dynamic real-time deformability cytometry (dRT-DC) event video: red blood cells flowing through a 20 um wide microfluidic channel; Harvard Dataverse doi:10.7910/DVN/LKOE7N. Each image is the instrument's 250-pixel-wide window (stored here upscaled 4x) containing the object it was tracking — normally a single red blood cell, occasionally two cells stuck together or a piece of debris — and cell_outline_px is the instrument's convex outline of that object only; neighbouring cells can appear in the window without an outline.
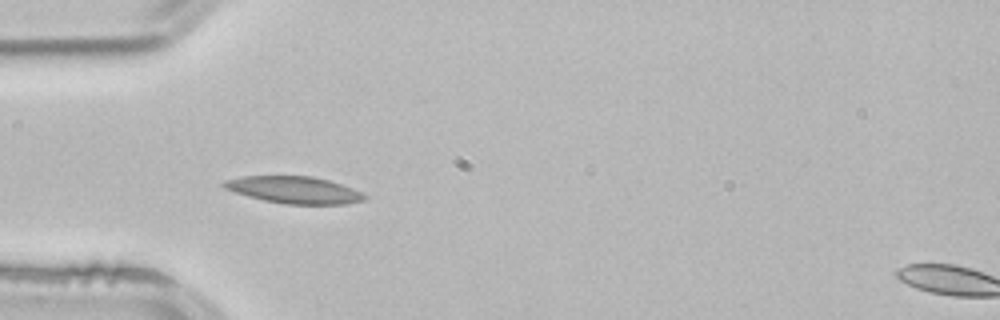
{"species": "common noctule bat (a hibernating species)", "species_latin": "Nyctalus noctula", "temperature_condition": "room temperature", "stored_images_in_passage": 4, "camera_frame_rate_fps": 3000, "um_per_image_px": 0.085, "animal": {"sex": "male", "body_mass_g": 21.5, "forearm_length_mm": 52.0}, "frame": {"image": 1, "passage_image": 4, "time_ms": 1.0, "image_size_px": [1000, 320], "cell_outline_px": [[368, 200], [344, 204], [284, 204], [264, 200], [248, 196], [224, 188], [220, 184], [224, 180], [244, 176], [312, 176], [328, 180], [352, 188], [368, 196]], "centroid_in_image_um": [25.01, 16.14], "position_along_channel_um": 60.0, "area_um2": 22.08}}